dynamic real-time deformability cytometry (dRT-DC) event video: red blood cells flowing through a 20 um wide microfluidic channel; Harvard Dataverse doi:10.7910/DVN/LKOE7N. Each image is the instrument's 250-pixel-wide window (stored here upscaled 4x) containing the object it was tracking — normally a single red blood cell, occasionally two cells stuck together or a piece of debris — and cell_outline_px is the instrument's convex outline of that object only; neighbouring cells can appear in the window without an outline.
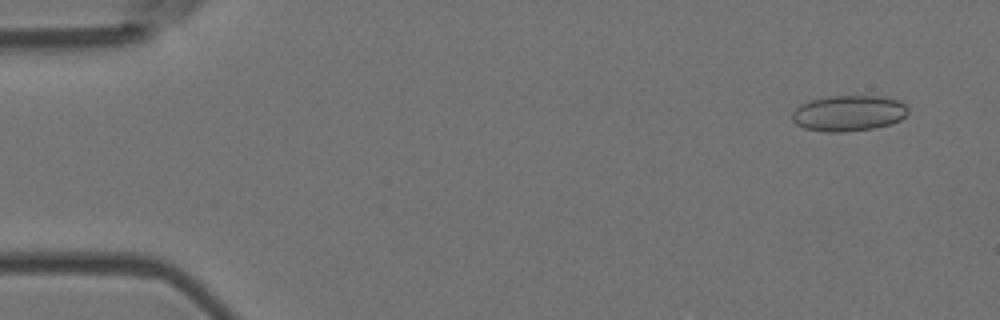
{"species": "Egyptian fruit bat (a non-hibernating species)", "species_latin": "Rousettus aegyptiacus", "temperature_condition": "room temperature", "stored_images_in_passage": 56, "camera_frame_rate_fps": 3000, "um_per_image_px": 0.085, "animal": {"sex": "female"}, "frame": {"image": 1, "passage_image": 4, "time_ms": 1.0, "image_size_px": [1000, 320], "cell_outline_px": [[908, 112], [900, 120], [892, 124], [872, 128], [844, 132], [824, 132], [804, 128], [796, 124], [792, 120], [792, 112], [800, 104], [808, 100], [828, 96], [880, 96], [900, 100], [908, 108]], "centroid_in_image_um": [72.11, 9.62], "position_along_channel_um": 12.9, "area_um2": 24.39}}
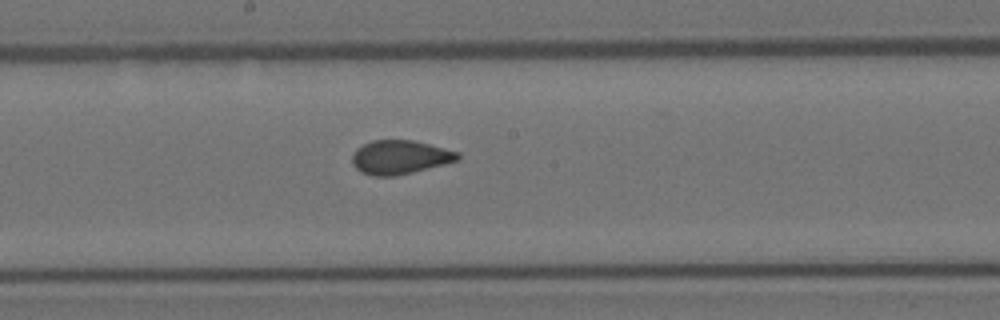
{"frame": {"image": 2, "passage_image": 30, "time_ms": 9.667, "image_size_px": [1000, 320], "cell_outline_px": [[460, 156], [456, 160], [412, 172], [396, 176], [372, 176], [360, 172], [352, 164], [352, 156], [356, 148], [372, 140], [412, 140], [460, 152]], "centroid_in_image_um": [33.93, 13.36], "position_along_channel_um": 214.3, "area_um2": 20.63}}
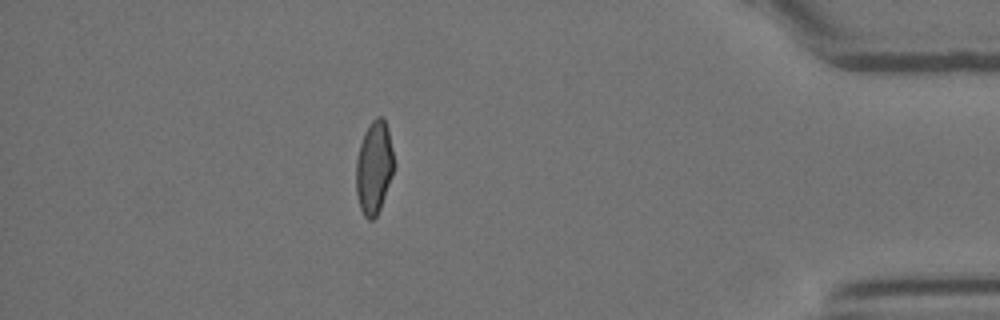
{"frame": {"image": 3, "passage_image": 49, "time_ms": 16.0, "image_size_px": [1000, 320], "cell_outline_px": [[396, 164], [380, 208], [376, 216], [372, 220], [368, 220], [364, 216], [360, 208], [356, 192], [356, 160], [360, 144], [364, 132], [372, 120], [376, 116], [380, 116], [384, 120], [388, 128]], "centroid_in_image_um": [31.8, 14.22], "position_along_channel_um": 403.4, "area_um2": 20.63}, "authors_computed_cell_mechanics": {"area_um2": 21.3571, "velocity_mm_per_s": 3.6866, "shape_relaxation_time_tau1_ms": null, "shape_relaxation_time_tau2_ms": 0.8646, "deformation_change_tau1": null, "deformation_change_tau2": 0.0542}}